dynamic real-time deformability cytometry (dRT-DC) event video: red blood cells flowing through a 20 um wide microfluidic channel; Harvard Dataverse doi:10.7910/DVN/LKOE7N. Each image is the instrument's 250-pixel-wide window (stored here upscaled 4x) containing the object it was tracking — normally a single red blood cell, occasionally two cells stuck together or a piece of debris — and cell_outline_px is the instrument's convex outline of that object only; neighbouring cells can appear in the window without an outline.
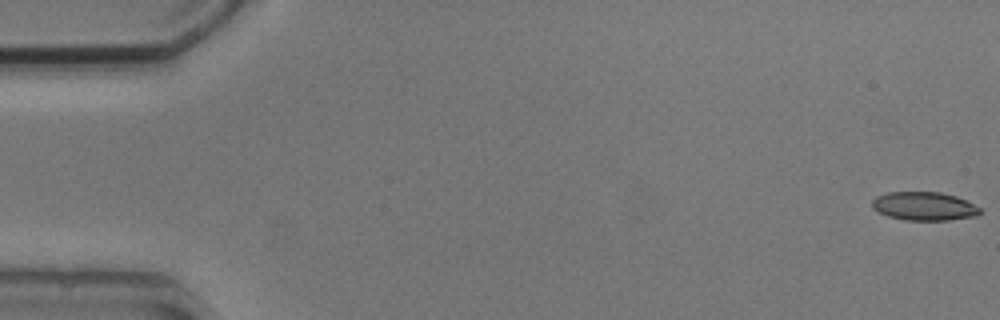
{"species": "common noctule bat (a hibernating species)", "species_latin": "Nyctalus noctula", "temperature_condition": "cold", "stored_images_in_passage": 7, "camera_frame_rate_fps": 3000, "um_per_image_px": 0.085, "animal": {"sex": "male", "body_mass_g": 20.5, "forearm_length_mm": 52.5}, "frame": {"image": 1, "passage_image": 1, "time_ms": 0.0, "image_size_px": [1000, 320], "cell_outline_px": [[980, 212], [976, 216], [948, 220], [904, 220], [888, 216], [876, 212], [872, 208], [872, 200], [876, 196], [888, 192], [940, 192], [956, 196], [980, 208]], "centroid_in_image_um": [78.5, 17.53], "position_along_channel_um": 6.5, "area_um2": 17.92}}
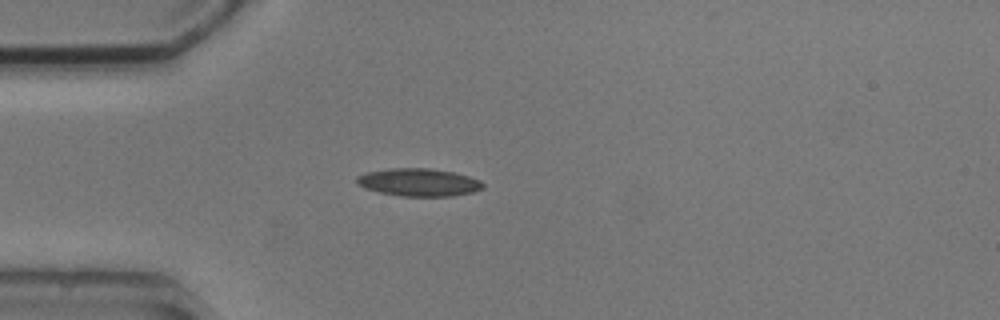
{"frame": {"image": 2, "passage_image": 5, "time_ms": 4.667, "image_size_px": [1000, 320], "cell_outline_px": [[484, 188], [472, 192], [452, 196], [400, 196], [380, 192], [364, 188], [356, 184], [356, 176], [368, 172], [388, 168], [428, 168], [452, 172], [468, 176], [480, 180], [484, 184]], "centroid_in_image_um": [35.57, 15.5], "position_along_channel_um": 49.4, "area_um2": 20.4}}